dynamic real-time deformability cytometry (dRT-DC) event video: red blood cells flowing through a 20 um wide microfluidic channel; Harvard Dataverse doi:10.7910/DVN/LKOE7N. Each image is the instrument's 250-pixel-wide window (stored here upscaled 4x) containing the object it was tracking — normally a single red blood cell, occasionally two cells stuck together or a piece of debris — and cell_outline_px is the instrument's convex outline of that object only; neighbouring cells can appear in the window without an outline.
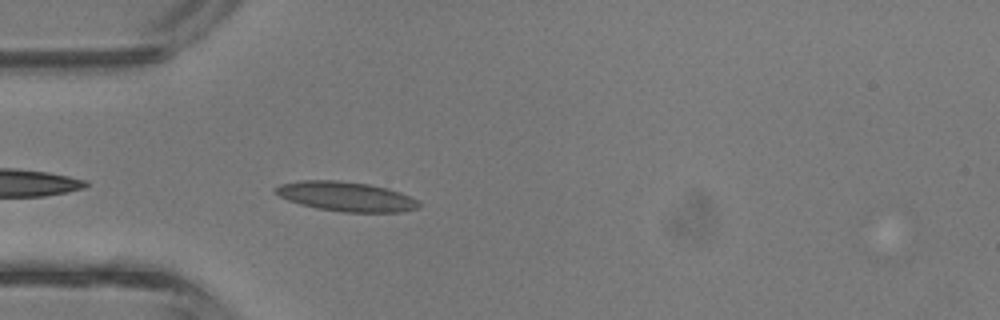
{"species": "common noctule bat (a hibernating species)", "species_latin": "Nyctalus noctula", "temperature_condition": "room temperature", "stored_images_in_passage": 3, "camera_frame_rate_fps": 3000, "um_per_image_px": 0.085, "animal": {"sex": "male", "body_mass_g": 13.3}, "frame": {"image": 1, "passage_image": 3, "time_ms": 0.667, "image_size_px": [1000, 320], "cell_outline_px": [[420, 204], [416, 208], [400, 212], [344, 212], [316, 208], [300, 204], [288, 200], [280, 196], [272, 188], [280, 184], [300, 180], [336, 180], [368, 184], [388, 188], [400, 192], [420, 200]], "centroid_in_image_um": [29.41, 16.7], "position_along_channel_um": 55.6, "area_um2": 24.74}}